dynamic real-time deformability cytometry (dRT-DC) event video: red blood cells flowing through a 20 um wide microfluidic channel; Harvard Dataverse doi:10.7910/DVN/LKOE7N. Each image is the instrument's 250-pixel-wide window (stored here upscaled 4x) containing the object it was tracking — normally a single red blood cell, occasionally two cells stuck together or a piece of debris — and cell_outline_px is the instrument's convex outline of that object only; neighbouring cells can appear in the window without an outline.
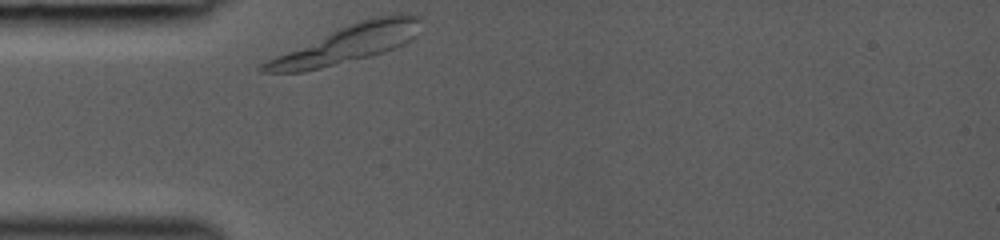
{"species": "common noctule bat (a hibernating species)", "species_latin": "Nyctalus noctula", "temperature_condition": "room temperature", "stored_images_in_passage": 26, "camera_frame_rate_fps": 3000, "um_per_image_px": 0.085, "animal": {"sex": "female", "body_mass_g": 19.0, "forearm_length_mm": 53.3}, "frame": {"image": 1, "passage_image": 1, "time_ms": 0.0, "image_size_px": [1000, 240], "cell_outline_px": [[416, 36], [404, 44], [384, 52], [372, 56], [304, 72], [260, 72], [256, 68], [260, 64], [276, 56], [348, 24], [376, 16], [416, 16]], "centroid_in_image_um": [29.38, 3.8], "position_along_channel_um": 55.6, "area_um2": 33.12}}